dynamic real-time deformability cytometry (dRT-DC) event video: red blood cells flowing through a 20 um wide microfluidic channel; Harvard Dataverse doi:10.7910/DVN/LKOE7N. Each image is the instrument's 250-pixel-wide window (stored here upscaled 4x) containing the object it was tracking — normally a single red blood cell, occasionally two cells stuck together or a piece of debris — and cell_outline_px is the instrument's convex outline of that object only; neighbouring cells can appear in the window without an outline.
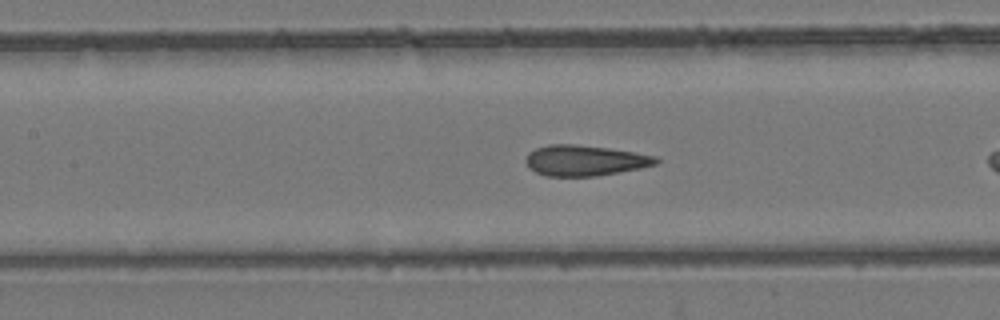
{"species": "common noctule bat (a hibernating species)", "species_latin": "Nyctalus noctula", "temperature_condition": "room temperature", "stored_images_in_passage": 40, "camera_frame_rate_fps": 3000, "um_per_image_px": 0.085, "animal": {"sex": "female", "body_mass_g": 24.6, "forearm_length_mm": 56.2}, "frame": {"image": 1, "passage_image": 9, "time_ms": 2.667, "image_size_px": [1000, 320], "cell_outline_px": [[660, 160], [656, 164], [640, 168], [596, 176], [544, 176], [528, 168], [524, 160], [528, 152], [536, 148], [548, 144], [576, 144], [608, 148], [656, 156]], "centroid_in_image_um": [49.65, 13.64], "position_along_channel_um": 157.7, "area_um2": 23.29}}
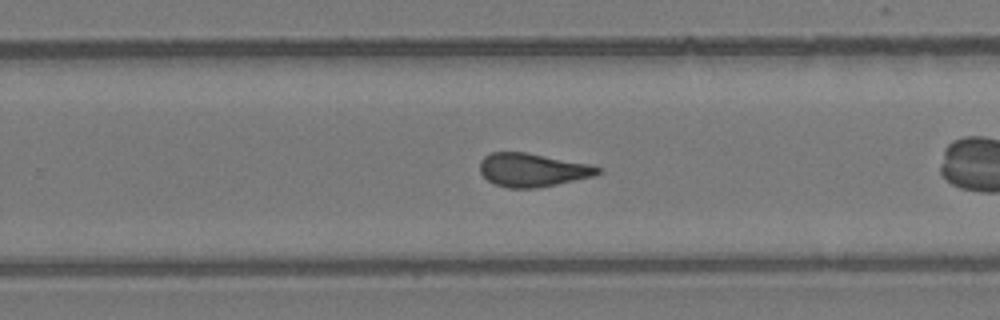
{"frame": {"image": 2, "passage_image": 19, "time_ms": 6.0, "image_size_px": [1000, 320], "cell_outline_px": [[604, 172], [596, 176], [536, 188], [508, 188], [496, 184], [488, 180], [480, 172], [480, 160], [484, 156], [492, 152], [524, 152], [588, 164], [600, 168]], "centroid_in_image_um": [45.26, 14.45], "position_along_channel_um": 284.5, "area_um2": 22.83}}
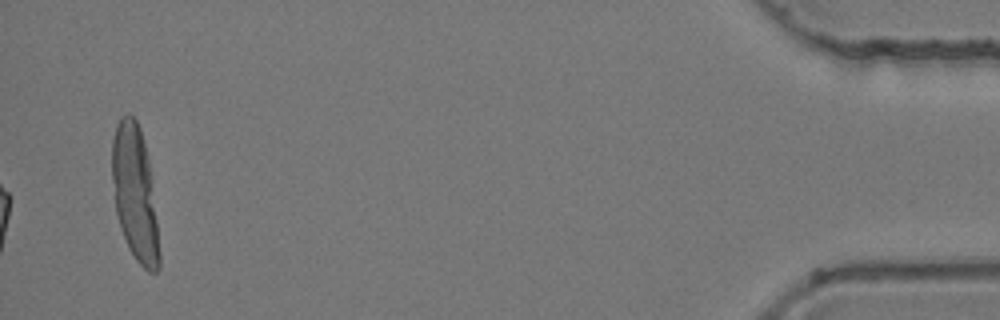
{"frame": {"image": 3, "passage_image": 40, "time_ms": 13.0, "image_size_px": [1000, 320], "cell_outline_px": [[160, 268], [156, 272], [148, 272], [136, 260], [128, 248], [120, 228], [116, 212], [112, 180], [112, 140], [116, 124], [120, 116], [128, 112], [136, 120], [140, 128], [148, 160], [156, 220], [160, 252]], "centroid_in_image_um": [11.45, 16.44], "position_along_channel_um": 423.8, "area_um2": 36.76}, "authors_computed_cell_mechanics": {"area_um2": 23.0044, "velocity_mm_per_s": 3.8164, "shape_relaxation_time_tau1_ms": null, "shape_relaxation_time_tau2_ms": 1.15, "deformation_change_tau1": null, "deformation_change_tau2": 0.0492}}